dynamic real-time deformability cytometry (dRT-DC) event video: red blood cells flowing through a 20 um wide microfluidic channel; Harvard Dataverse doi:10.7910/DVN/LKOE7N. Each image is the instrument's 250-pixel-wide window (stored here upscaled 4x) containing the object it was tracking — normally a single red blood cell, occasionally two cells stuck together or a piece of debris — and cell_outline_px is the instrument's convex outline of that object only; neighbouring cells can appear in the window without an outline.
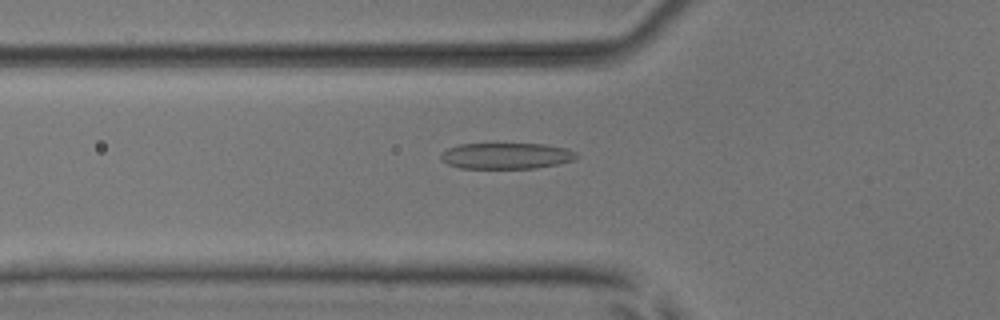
{"species": "common noctule bat (a hibernating species)", "species_latin": "Nyctalus noctula", "temperature_condition": "room temperature", "stored_images_in_passage": 53, "camera_frame_rate_fps": 3000, "um_per_image_px": 0.085, "animal": {"sex": "male", "body_mass_g": 17.9, "forearm_length_mm": 54.2}, "frame": {"image": 1, "passage_image": 19, "time_ms": 6.0, "image_size_px": [1000, 320], "cell_outline_px": [[580, 156], [576, 160], [560, 164], [536, 168], [460, 168], [448, 164], [440, 160], [440, 152], [448, 148], [460, 144], [544, 144], [568, 148], [576, 152]], "centroid_in_image_um": [43.08, 13.25], "position_along_channel_um": 82.7, "area_um2": 20.92}}
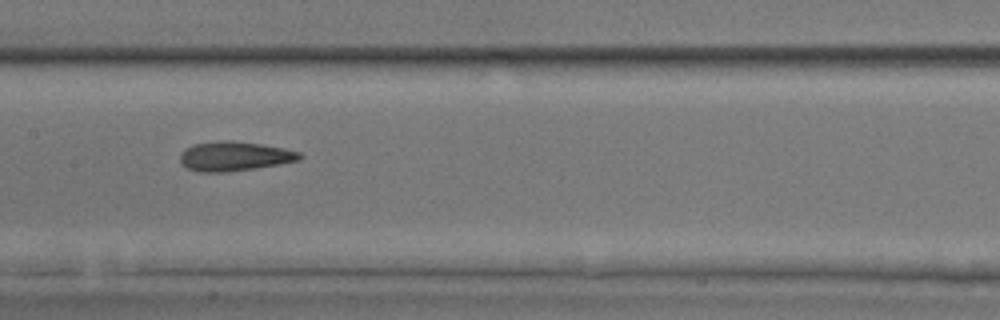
{"frame": {"image": 2, "passage_image": 27, "time_ms": 8.667, "image_size_px": [1000, 320], "cell_outline_px": [[304, 156], [300, 160], [280, 164], [224, 172], [200, 172], [188, 168], [180, 160], [180, 152], [184, 148], [192, 144], [224, 140], [232, 140], [260, 144], [284, 148], [300, 152]], "centroid_in_image_um": [19.93, 13.26], "position_along_channel_um": 187.5, "area_um2": 20.46}}
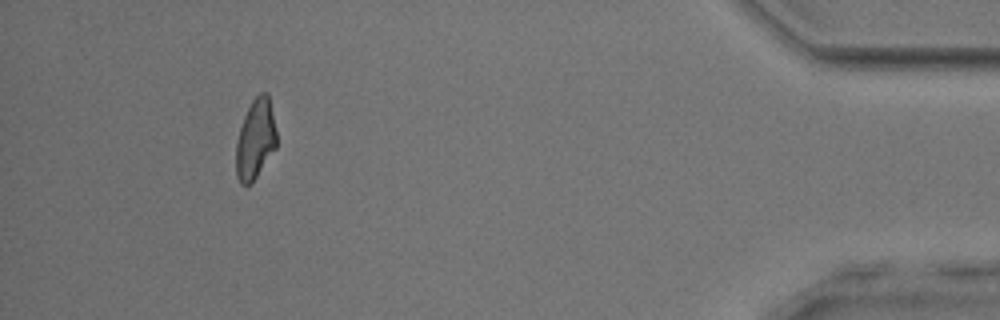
{"frame": {"image": 3, "passage_image": 49, "time_ms": 16.0, "image_size_px": [1000, 320], "cell_outline_px": [[276, 148], [252, 184], [240, 184], [236, 176], [236, 144], [240, 128], [244, 116], [252, 100], [260, 92], [268, 92], [276, 128]], "centroid_in_image_um": [21.72, 11.84], "position_along_channel_um": 413.5, "area_um2": 19.02}, "authors_computed_cell_mechanics": {"area_um2": 20.1144, "velocity_mm_per_s": 3.9126, "shape_relaxation_time_tau1_ms": 6.3136, "shape_relaxation_time_tau2_ms": 3.2003, "deformation_change_tau1": 0.2078, "deformation_change_tau2": 0.1366}}